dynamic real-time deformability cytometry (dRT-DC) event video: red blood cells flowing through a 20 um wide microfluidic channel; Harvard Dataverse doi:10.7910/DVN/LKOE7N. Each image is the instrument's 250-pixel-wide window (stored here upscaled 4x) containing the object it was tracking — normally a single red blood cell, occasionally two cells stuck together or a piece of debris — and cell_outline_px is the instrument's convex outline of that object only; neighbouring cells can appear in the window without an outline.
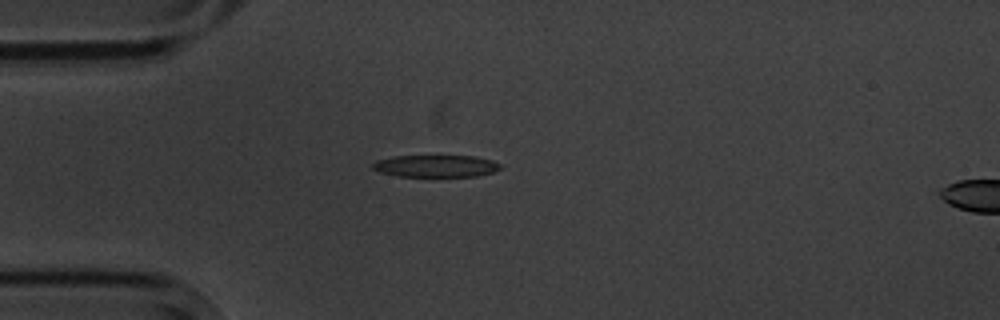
{"species": "common noctule bat (a hibernating species)", "species_latin": "Nyctalus noctula", "temperature_condition": "cold", "stored_images_in_passage": 2, "camera_frame_rate_fps": 3000, "um_per_image_px": 0.085, "animal": {"sex": "male", "body_mass_g": 20.1, "forearm_length_mm": 53.5}, "frame": {"image": 1, "passage_image": 1, "time_ms": 0.0, "image_size_px": [1000, 320], "cell_outline_px": [[500, 168], [492, 172], [476, 176], [400, 176], [380, 172], [372, 168], [372, 164], [376, 160], [392, 156], [476, 156], [492, 160], [500, 164]], "centroid_in_image_um": [37.03, 14.1], "position_along_channel_um": 48.0, "area_um2": 16.3}}